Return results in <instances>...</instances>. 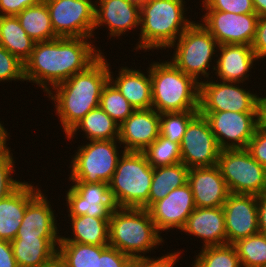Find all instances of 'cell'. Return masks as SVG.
I'll list each match as a JSON object with an SVG mask.
<instances>
[{
	"mask_svg": "<svg viewBox=\"0 0 266 267\" xmlns=\"http://www.w3.org/2000/svg\"><path fill=\"white\" fill-rule=\"evenodd\" d=\"M95 39L59 37L36 42L24 63L26 83L36 84L47 94L56 85L86 70L104 53L94 45Z\"/></svg>",
	"mask_w": 266,
	"mask_h": 267,
	"instance_id": "6da1fadb",
	"label": "cell"
},
{
	"mask_svg": "<svg viewBox=\"0 0 266 267\" xmlns=\"http://www.w3.org/2000/svg\"><path fill=\"white\" fill-rule=\"evenodd\" d=\"M108 81L109 63L103 53L86 70L74 74L46 94L54 101L55 113L65 135L89 111L99 107L102 90Z\"/></svg>",
	"mask_w": 266,
	"mask_h": 267,
	"instance_id": "7a4b0ae2",
	"label": "cell"
},
{
	"mask_svg": "<svg viewBox=\"0 0 266 267\" xmlns=\"http://www.w3.org/2000/svg\"><path fill=\"white\" fill-rule=\"evenodd\" d=\"M185 0H146L140 8L139 40L134 50H166L194 22Z\"/></svg>",
	"mask_w": 266,
	"mask_h": 267,
	"instance_id": "3957f363",
	"label": "cell"
},
{
	"mask_svg": "<svg viewBox=\"0 0 266 267\" xmlns=\"http://www.w3.org/2000/svg\"><path fill=\"white\" fill-rule=\"evenodd\" d=\"M166 239L156 229L147 209L120 208L111 213L109 246L132 258H151L147 253L158 249Z\"/></svg>",
	"mask_w": 266,
	"mask_h": 267,
	"instance_id": "277c9868",
	"label": "cell"
},
{
	"mask_svg": "<svg viewBox=\"0 0 266 267\" xmlns=\"http://www.w3.org/2000/svg\"><path fill=\"white\" fill-rule=\"evenodd\" d=\"M152 108L158 113L199 110V83L170 61L149 64Z\"/></svg>",
	"mask_w": 266,
	"mask_h": 267,
	"instance_id": "5b68a950",
	"label": "cell"
},
{
	"mask_svg": "<svg viewBox=\"0 0 266 267\" xmlns=\"http://www.w3.org/2000/svg\"><path fill=\"white\" fill-rule=\"evenodd\" d=\"M218 46L216 39L203 24L194 21L167 51L174 50L170 62L175 67L200 83L202 78L205 81L213 77L211 73L215 70Z\"/></svg>",
	"mask_w": 266,
	"mask_h": 267,
	"instance_id": "8992f818",
	"label": "cell"
},
{
	"mask_svg": "<svg viewBox=\"0 0 266 267\" xmlns=\"http://www.w3.org/2000/svg\"><path fill=\"white\" fill-rule=\"evenodd\" d=\"M153 169L144 152H123L109 183L121 208H149Z\"/></svg>",
	"mask_w": 266,
	"mask_h": 267,
	"instance_id": "52a82bcc",
	"label": "cell"
},
{
	"mask_svg": "<svg viewBox=\"0 0 266 267\" xmlns=\"http://www.w3.org/2000/svg\"><path fill=\"white\" fill-rule=\"evenodd\" d=\"M118 145L122 147L118 140H92L78 145L68 167L71 169L69 181L109 184L125 151H119Z\"/></svg>",
	"mask_w": 266,
	"mask_h": 267,
	"instance_id": "ba28073f",
	"label": "cell"
},
{
	"mask_svg": "<svg viewBox=\"0 0 266 267\" xmlns=\"http://www.w3.org/2000/svg\"><path fill=\"white\" fill-rule=\"evenodd\" d=\"M217 166L230 193L255 196L266 193V168L246 148L221 150Z\"/></svg>",
	"mask_w": 266,
	"mask_h": 267,
	"instance_id": "9c48e42d",
	"label": "cell"
},
{
	"mask_svg": "<svg viewBox=\"0 0 266 267\" xmlns=\"http://www.w3.org/2000/svg\"><path fill=\"white\" fill-rule=\"evenodd\" d=\"M207 79L199 83L198 111L259 112V95L241 83Z\"/></svg>",
	"mask_w": 266,
	"mask_h": 267,
	"instance_id": "30bf717a",
	"label": "cell"
},
{
	"mask_svg": "<svg viewBox=\"0 0 266 267\" xmlns=\"http://www.w3.org/2000/svg\"><path fill=\"white\" fill-rule=\"evenodd\" d=\"M221 150L245 149L259 126V112L199 111Z\"/></svg>",
	"mask_w": 266,
	"mask_h": 267,
	"instance_id": "8fae6325",
	"label": "cell"
},
{
	"mask_svg": "<svg viewBox=\"0 0 266 267\" xmlns=\"http://www.w3.org/2000/svg\"><path fill=\"white\" fill-rule=\"evenodd\" d=\"M43 1L47 5L52 28L58 37L94 38L96 36L93 30L95 3L91 0Z\"/></svg>",
	"mask_w": 266,
	"mask_h": 267,
	"instance_id": "7c38bea8",
	"label": "cell"
},
{
	"mask_svg": "<svg viewBox=\"0 0 266 267\" xmlns=\"http://www.w3.org/2000/svg\"><path fill=\"white\" fill-rule=\"evenodd\" d=\"M65 192L68 217L88 215L91 217H110L121 207L109 184L71 182Z\"/></svg>",
	"mask_w": 266,
	"mask_h": 267,
	"instance_id": "4fadbf2b",
	"label": "cell"
},
{
	"mask_svg": "<svg viewBox=\"0 0 266 267\" xmlns=\"http://www.w3.org/2000/svg\"><path fill=\"white\" fill-rule=\"evenodd\" d=\"M180 151L181 162L189 169L217 165L221 149L204 115L198 113L189 122Z\"/></svg>",
	"mask_w": 266,
	"mask_h": 267,
	"instance_id": "5bb4252c",
	"label": "cell"
},
{
	"mask_svg": "<svg viewBox=\"0 0 266 267\" xmlns=\"http://www.w3.org/2000/svg\"><path fill=\"white\" fill-rule=\"evenodd\" d=\"M203 14L200 22L219 45H252L259 18L256 13L235 14L217 10H205Z\"/></svg>",
	"mask_w": 266,
	"mask_h": 267,
	"instance_id": "9a60e30c",
	"label": "cell"
},
{
	"mask_svg": "<svg viewBox=\"0 0 266 267\" xmlns=\"http://www.w3.org/2000/svg\"><path fill=\"white\" fill-rule=\"evenodd\" d=\"M196 208L190 185L173 189L162 200L153 203L147 211L160 234L182 230L187 218ZM169 230V231H168Z\"/></svg>",
	"mask_w": 266,
	"mask_h": 267,
	"instance_id": "2e32d148",
	"label": "cell"
},
{
	"mask_svg": "<svg viewBox=\"0 0 266 267\" xmlns=\"http://www.w3.org/2000/svg\"><path fill=\"white\" fill-rule=\"evenodd\" d=\"M223 211L228 244L259 232L257 196L230 193Z\"/></svg>",
	"mask_w": 266,
	"mask_h": 267,
	"instance_id": "e0dca14e",
	"label": "cell"
},
{
	"mask_svg": "<svg viewBox=\"0 0 266 267\" xmlns=\"http://www.w3.org/2000/svg\"><path fill=\"white\" fill-rule=\"evenodd\" d=\"M159 135L160 113L138 109L119 125L118 141L125 151L143 152Z\"/></svg>",
	"mask_w": 266,
	"mask_h": 267,
	"instance_id": "ac0fdd59",
	"label": "cell"
},
{
	"mask_svg": "<svg viewBox=\"0 0 266 267\" xmlns=\"http://www.w3.org/2000/svg\"><path fill=\"white\" fill-rule=\"evenodd\" d=\"M105 26L109 39L127 35L126 32L140 28V8L127 0H97L95 3L94 28Z\"/></svg>",
	"mask_w": 266,
	"mask_h": 267,
	"instance_id": "d6986e66",
	"label": "cell"
},
{
	"mask_svg": "<svg viewBox=\"0 0 266 267\" xmlns=\"http://www.w3.org/2000/svg\"><path fill=\"white\" fill-rule=\"evenodd\" d=\"M220 52V53H219ZM252 46L239 44H223L218 46L215 74L217 80L247 84L251 69L257 64ZM255 63V64H254ZM254 65V66H253Z\"/></svg>",
	"mask_w": 266,
	"mask_h": 267,
	"instance_id": "ffe728a7",
	"label": "cell"
},
{
	"mask_svg": "<svg viewBox=\"0 0 266 267\" xmlns=\"http://www.w3.org/2000/svg\"><path fill=\"white\" fill-rule=\"evenodd\" d=\"M187 183L196 207H223L230 194L217 165L190 168Z\"/></svg>",
	"mask_w": 266,
	"mask_h": 267,
	"instance_id": "44dd1931",
	"label": "cell"
},
{
	"mask_svg": "<svg viewBox=\"0 0 266 267\" xmlns=\"http://www.w3.org/2000/svg\"><path fill=\"white\" fill-rule=\"evenodd\" d=\"M45 195L40 191L27 205L21 226L15 238L61 237L58 216ZM58 225V227H57Z\"/></svg>",
	"mask_w": 266,
	"mask_h": 267,
	"instance_id": "7402d4cb",
	"label": "cell"
},
{
	"mask_svg": "<svg viewBox=\"0 0 266 267\" xmlns=\"http://www.w3.org/2000/svg\"><path fill=\"white\" fill-rule=\"evenodd\" d=\"M181 231L201 238L202 248L227 244L223 207H196Z\"/></svg>",
	"mask_w": 266,
	"mask_h": 267,
	"instance_id": "603a6c76",
	"label": "cell"
},
{
	"mask_svg": "<svg viewBox=\"0 0 266 267\" xmlns=\"http://www.w3.org/2000/svg\"><path fill=\"white\" fill-rule=\"evenodd\" d=\"M40 191L38 186L24 181L0 200V240L11 242L15 239L28 203Z\"/></svg>",
	"mask_w": 266,
	"mask_h": 267,
	"instance_id": "cb8c5ba5",
	"label": "cell"
},
{
	"mask_svg": "<svg viewBox=\"0 0 266 267\" xmlns=\"http://www.w3.org/2000/svg\"><path fill=\"white\" fill-rule=\"evenodd\" d=\"M110 68L109 63V81L135 110L152 108V84L149 67L145 70L147 72H143L141 69L119 66L116 77Z\"/></svg>",
	"mask_w": 266,
	"mask_h": 267,
	"instance_id": "d4e9b609",
	"label": "cell"
},
{
	"mask_svg": "<svg viewBox=\"0 0 266 267\" xmlns=\"http://www.w3.org/2000/svg\"><path fill=\"white\" fill-rule=\"evenodd\" d=\"M61 237L15 238L11 241L18 267H42L57 256Z\"/></svg>",
	"mask_w": 266,
	"mask_h": 267,
	"instance_id": "484cf974",
	"label": "cell"
},
{
	"mask_svg": "<svg viewBox=\"0 0 266 267\" xmlns=\"http://www.w3.org/2000/svg\"><path fill=\"white\" fill-rule=\"evenodd\" d=\"M69 220L72 229L71 238L70 236H61L60 242H74L98 246L109 245L110 217L82 215L69 217L68 221Z\"/></svg>",
	"mask_w": 266,
	"mask_h": 267,
	"instance_id": "4316f807",
	"label": "cell"
},
{
	"mask_svg": "<svg viewBox=\"0 0 266 267\" xmlns=\"http://www.w3.org/2000/svg\"><path fill=\"white\" fill-rule=\"evenodd\" d=\"M80 131L88 141L118 140L119 138V125L100 107L89 111L65 137L67 140L73 141Z\"/></svg>",
	"mask_w": 266,
	"mask_h": 267,
	"instance_id": "83f0119b",
	"label": "cell"
},
{
	"mask_svg": "<svg viewBox=\"0 0 266 267\" xmlns=\"http://www.w3.org/2000/svg\"><path fill=\"white\" fill-rule=\"evenodd\" d=\"M33 41L16 16H0V45L25 63L34 49Z\"/></svg>",
	"mask_w": 266,
	"mask_h": 267,
	"instance_id": "f1b7e54d",
	"label": "cell"
},
{
	"mask_svg": "<svg viewBox=\"0 0 266 267\" xmlns=\"http://www.w3.org/2000/svg\"><path fill=\"white\" fill-rule=\"evenodd\" d=\"M16 17L26 34L35 42H45L59 38L54 33L49 10L43 0L37 5L25 8Z\"/></svg>",
	"mask_w": 266,
	"mask_h": 267,
	"instance_id": "f546056e",
	"label": "cell"
},
{
	"mask_svg": "<svg viewBox=\"0 0 266 267\" xmlns=\"http://www.w3.org/2000/svg\"><path fill=\"white\" fill-rule=\"evenodd\" d=\"M189 168L182 162L153 169L149 207L166 197L170 191L187 184Z\"/></svg>",
	"mask_w": 266,
	"mask_h": 267,
	"instance_id": "4dcf8cb0",
	"label": "cell"
},
{
	"mask_svg": "<svg viewBox=\"0 0 266 267\" xmlns=\"http://www.w3.org/2000/svg\"><path fill=\"white\" fill-rule=\"evenodd\" d=\"M106 246L59 242L57 255L67 267H95L96 254H101Z\"/></svg>",
	"mask_w": 266,
	"mask_h": 267,
	"instance_id": "1f68e13d",
	"label": "cell"
},
{
	"mask_svg": "<svg viewBox=\"0 0 266 267\" xmlns=\"http://www.w3.org/2000/svg\"><path fill=\"white\" fill-rule=\"evenodd\" d=\"M195 257L191 264L192 267H241L237 250L233 244L201 248Z\"/></svg>",
	"mask_w": 266,
	"mask_h": 267,
	"instance_id": "d6a6232c",
	"label": "cell"
},
{
	"mask_svg": "<svg viewBox=\"0 0 266 267\" xmlns=\"http://www.w3.org/2000/svg\"><path fill=\"white\" fill-rule=\"evenodd\" d=\"M241 267H266V235L258 232L233 244Z\"/></svg>",
	"mask_w": 266,
	"mask_h": 267,
	"instance_id": "836d02e7",
	"label": "cell"
},
{
	"mask_svg": "<svg viewBox=\"0 0 266 267\" xmlns=\"http://www.w3.org/2000/svg\"><path fill=\"white\" fill-rule=\"evenodd\" d=\"M99 107L118 125L135 111L134 107L110 81L107 82L102 90Z\"/></svg>",
	"mask_w": 266,
	"mask_h": 267,
	"instance_id": "e575fe53",
	"label": "cell"
},
{
	"mask_svg": "<svg viewBox=\"0 0 266 267\" xmlns=\"http://www.w3.org/2000/svg\"><path fill=\"white\" fill-rule=\"evenodd\" d=\"M148 163L153 167H162L181 162L180 144L171 142L159 135L144 151Z\"/></svg>",
	"mask_w": 266,
	"mask_h": 267,
	"instance_id": "d590c367",
	"label": "cell"
},
{
	"mask_svg": "<svg viewBox=\"0 0 266 267\" xmlns=\"http://www.w3.org/2000/svg\"><path fill=\"white\" fill-rule=\"evenodd\" d=\"M198 113V110H188L160 114V135L171 142L181 144L189 122Z\"/></svg>",
	"mask_w": 266,
	"mask_h": 267,
	"instance_id": "8d00e7d4",
	"label": "cell"
},
{
	"mask_svg": "<svg viewBox=\"0 0 266 267\" xmlns=\"http://www.w3.org/2000/svg\"><path fill=\"white\" fill-rule=\"evenodd\" d=\"M10 149L11 147H8L0 151V200L12 193L22 183L12 177L13 172H16V160Z\"/></svg>",
	"mask_w": 266,
	"mask_h": 267,
	"instance_id": "74e56055",
	"label": "cell"
},
{
	"mask_svg": "<svg viewBox=\"0 0 266 267\" xmlns=\"http://www.w3.org/2000/svg\"><path fill=\"white\" fill-rule=\"evenodd\" d=\"M26 81L24 63L0 45V82Z\"/></svg>",
	"mask_w": 266,
	"mask_h": 267,
	"instance_id": "f35d334b",
	"label": "cell"
},
{
	"mask_svg": "<svg viewBox=\"0 0 266 267\" xmlns=\"http://www.w3.org/2000/svg\"><path fill=\"white\" fill-rule=\"evenodd\" d=\"M202 10H217L235 14L256 13L252 0H200Z\"/></svg>",
	"mask_w": 266,
	"mask_h": 267,
	"instance_id": "ab89813d",
	"label": "cell"
},
{
	"mask_svg": "<svg viewBox=\"0 0 266 267\" xmlns=\"http://www.w3.org/2000/svg\"><path fill=\"white\" fill-rule=\"evenodd\" d=\"M131 259V256L108 245L101 251V254H96L95 267H128Z\"/></svg>",
	"mask_w": 266,
	"mask_h": 267,
	"instance_id": "60d3db41",
	"label": "cell"
},
{
	"mask_svg": "<svg viewBox=\"0 0 266 267\" xmlns=\"http://www.w3.org/2000/svg\"><path fill=\"white\" fill-rule=\"evenodd\" d=\"M182 251L167 252L157 258L155 256L152 258H132L128 267H175L176 263L178 264L179 259L182 257L180 255Z\"/></svg>",
	"mask_w": 266,
	"mask_h": 267,
	"instance_id": "b9f144b4",
	"label": "cell"
},
{
	"mask_svg": "<svg viewBox=\"0 0 266 267\" xmlns=\"http://www.w3.org/2000/svg\"><path fill=\"white\" fill-rule=\"evenodd\" d=\"M251 156L266 168V130L258 126L246 148Z\"/></svg>",
	"mask_w": 266,
	"mask_h": 267,
	"instance_id": "7bdbcfd3",
	"label": "cell"
},
{
	"mask_svg": "<svg viewBox=\"0 0 266 267\" xmlns=\"http://www.w3.org/2000/svg\"><path fill=\"white\" fill-rule=\"evenodd\" d=\"M251 46L258 63L259 60L266 59V15L258 18L256 35Z\"/></svg>",
	"mask_w": 266,
	"mask_h": 267,
	"instance_id": "ee69618b",
	"label": "cell"
},
{
	"mask_svg": "<svg viewBox=\"0 0 266 267\" xmlns=\"http://www.w3.org/2000/svg\"><path fill=\"white\" fill-rule=\"evenodd\" d=\"M42 0H0V16H16L25 8L37 5Z\"/></svg>",
	"mask_w": 266,
	"mask_h": 267,
	"instance_id": "f6af8a7d",
	"label": "cell"
},
{
	"mask_svg": "<svg viewBox=\"0 0 266 267\" xmlns=\"http://www.w3.org/2000/svg\"><path fill=\"white\" fill-rule=\"evenodd\" d=\"M0 267H18L11 242L7 240H0Z\"/></svg>",
	"mask_w": 266,
	"mask_h": 267,
	"instance_id": "bcb514c9",
	"label": "cell"
},
{
	"mask_svg": "<svg viewBox=\"0 0 266 267\" xmlns=\"http://www.w3.org/2000/svg\"><path fill=\"white\" fill-rule=\"evenodd\" d=\"M259 232L266 235V193L257 196Z\"/></svg>",
	"mask_w": 266,
	"mask_h": 267,
	"instance_id": "7dc6e473",
	"label": "cell"
},
{
	"mask_svg": "<svg viewBox=\"0 0 266 267\" xmlns=\"http://www.w3.org/2000/svg\"><path fill=\"white\" fill-rule=\"evenodd\" d=\"M259 96V126L266 130V95Z\"/></svg>",
	"mask_w": 266,
	"mask_h": 267,
	"instance_id": "c3c4849f",
	"label": "cell"
},
{
	"mask_svg": "<svg viewBox=\"0 0 266 267\" xmlns=\"http://www.w3.org/2000/svg\"><path fill=\"white\" fill-rule=\"evenodd\" d=\"M9 136L11 137L10 133H8L7 129L4 127V125L0 121V151H3L8 148L7 141L10 140Z\"/></svg>",
	"mask_w": 266,
	"mask_h": 267,
	"instance_id": "681fc988",
	"label": "cell"
},
{
	"mask_svg": "<svg viewBox=\"0 0 266 267\" xmlns=\"http://www.w3.org/2000/svg\"><path fill=\"white\" fill-rule=\"evenodd\" d=\"M252 2L259 17L266 15V0H252Z\"/></svg>",
	"mask_w": 266,
	"mask_h": 267,
	"instance_id": "f907efd6",
	"label": "cell"
},
{
	"mask_svg": "<svg viewBox=\"0 0 266 267\" xmlns=\"http://www.w3.org/2000/svg\"><path fill=\"white\" fill-rule=\"evenodd\" d=\"M42 267H67L66 264L60 259V257L57 255L54 259H52L50 262L45 264Z\"/></svg>",
	"mask_w": 266,
	"mask_h": 267,
	"instance_id": "816d5d0a",
	"label": "cell"
},
{
	"mask_svg": "<svg viewBox=\"0 0 266 267\" xmlns=\"http://www.w3.org/2000/svg\"><path fill=\"white\" fill-rule=\"evenodd\" d=\"M130 4L135 5L139 8L146 2V0H127Z\"/></svg>",
	"mask_w": 266,
	"mask_h": 267,
	"instance_id": "f5cc1de1",
	"label": "cell"
}]
</instances>
